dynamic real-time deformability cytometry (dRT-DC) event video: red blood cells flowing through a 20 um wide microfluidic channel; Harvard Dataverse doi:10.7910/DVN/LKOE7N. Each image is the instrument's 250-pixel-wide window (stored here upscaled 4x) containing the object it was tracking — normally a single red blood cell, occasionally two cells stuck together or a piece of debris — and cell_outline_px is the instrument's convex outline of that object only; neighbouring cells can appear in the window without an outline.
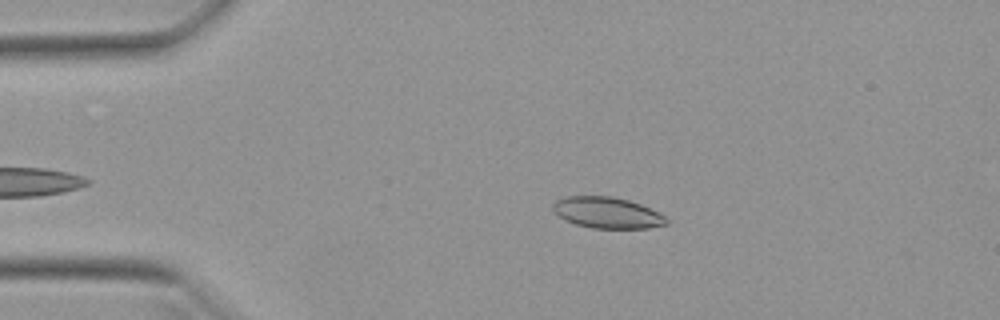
{"species": "Egyptian fruit bat (a non-hibernating species)", "species_latin": "Rousettus aegyptiacus", "temperature_condition": "warm", "stored_images_in_passage": 45, "camera_frame_rate_fps": 3000, "um_per_image_px": 0.085, "animal": {"sex": "female"}, "frame": {"image": 1, "passage_image": 10, "time_ms": 3.0, "image_size_px": [1000, 320], "cell_outline_px": [[668, 224], [648, 228], [592, 228], [576, 224], [560, 216], [552, 208], [552, 204], [556, 200], [564, 196], [612, 196], [628, 200], [640, 204], [664, 216], [668, 220]], "centroid_in_image_um": [51.6, 18.07], "position_along_channel_um": 33.4, "area_um2": 20.35}}
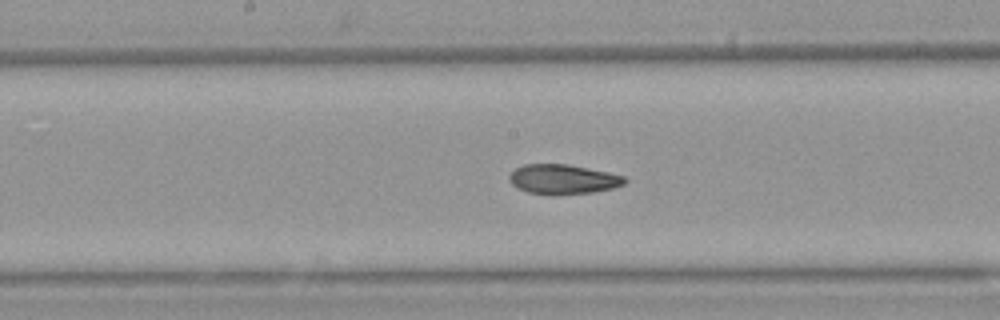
{"frame": {"image": 2, "passage_image": 26, "time_ms": 8.333, "image_size_px": [1000, 320], "cell_outline_px": [[628, 180], [624, 184], [612, 188], [592, 192], [528, 192], [516, 188], [508, 180], [508, 176], [516, 168], [524, 164], [568, 164], [608, 172], [624, 176]], "centroid_in_image_um": [47.85, 15.19], "position_along_channel_um": 200.4, "area_um2": 19.25}}
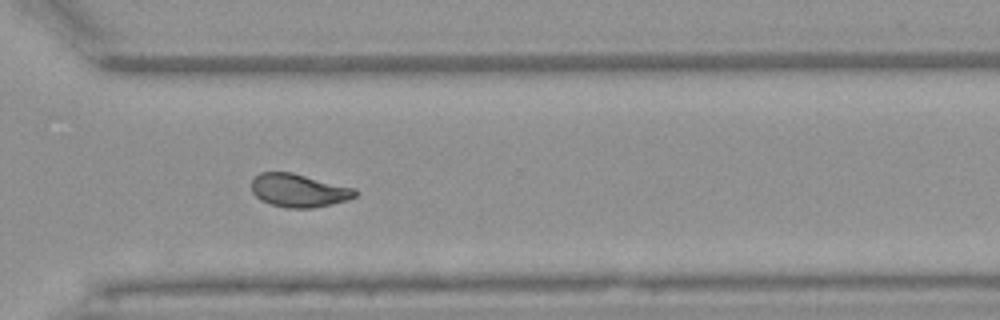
{"frame": {"image": 3, "passage_image": 37, "time_ms": 12.0, "image_size_px": [1000, 320], "cell_outline_px": [[356, 196], [348, 200], [332, 204], [312, 208], [288, 208], [272, 204], [260, 200], [252, 192], [252, 180], [260, 172], [292, 172], [356, 188]], "centroid_in_image_um": [25.41, 16.18], "position_along_channel_um": 345.2, "area_um2": 20.11}, "authors_computed_cell_mechanics": {"area_um2": 20.4034, "velocity_mm_per_s": 3.9543, "shape_relaxation_time_tau1_ms": null, "shape_relaxation_time_tau2_ms": 2.2357, "deformation_change_tau1": null, "deformation_change_tau2": 0.0748}}